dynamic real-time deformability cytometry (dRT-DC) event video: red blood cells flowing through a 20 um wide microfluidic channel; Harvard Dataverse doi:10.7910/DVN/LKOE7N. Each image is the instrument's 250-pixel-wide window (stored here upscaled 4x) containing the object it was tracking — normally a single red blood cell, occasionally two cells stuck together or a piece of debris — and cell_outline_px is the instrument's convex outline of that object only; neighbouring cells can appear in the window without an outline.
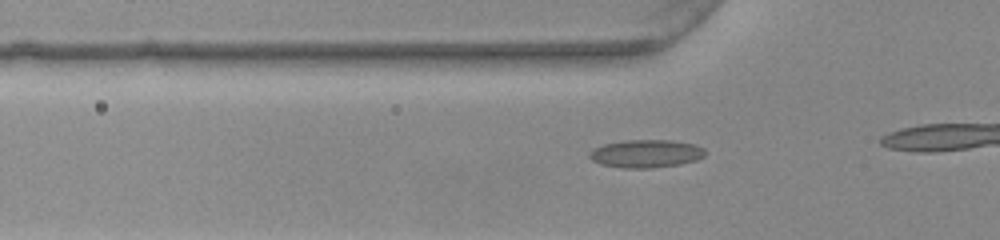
{"species": "common noctule bat (a hibernating species)", "species_latin": "Nyctalus noctula", "temperature_condition": "warm", "stored_images_in_passage": 9, "camera_frame_rate_fps": 3000, "um_per_image_px": 0.085, "animal": {"sex": "female", "body_mass_g": 22.0, "forearm_length_mm": 56.7}, "frame": {"image": 1, "passage_image": 4, "time_ms": 1.0, "image_size_px": [1000, 240], "cell_outline_px": [[704, 156], [696, 160], [680, 164], [652, 168], [624, 168], [600, 164], [592, 160], [588, 156], [588, 152], [592, 148], [604, 144], [624, 140], [672, 140], [696, 144], [704, 148]], "centroid_in_image_um": [54.88, 13.05], "position_along_channel_um": 70.9, "area_um2": 19.02}}
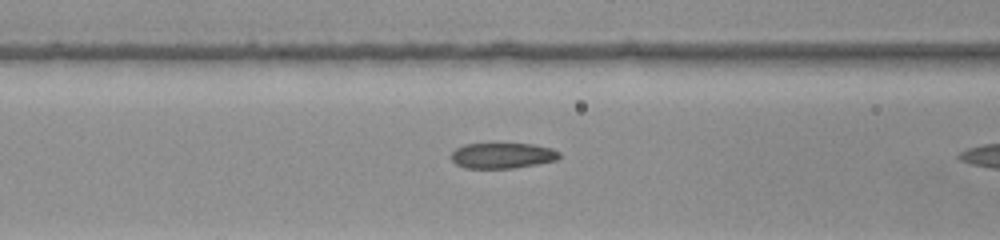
{"frame": {"image": 2, "passage_image": 8, "time_ms": 2.333, "image_size_px": [1000, 240], "cell_outline_px": [[560, 156], [556, 160], [536, 164], [512, 168], [464, 168], [456, 164], [452, 160], [452, 152], [456, 148], [464, 144], [532, 144], [552, 148], [560, 152]], "centroid_in_image_um": [42.7, 13.22], "position_along_channel_um": 123.9, "area_um2": 16.01}}